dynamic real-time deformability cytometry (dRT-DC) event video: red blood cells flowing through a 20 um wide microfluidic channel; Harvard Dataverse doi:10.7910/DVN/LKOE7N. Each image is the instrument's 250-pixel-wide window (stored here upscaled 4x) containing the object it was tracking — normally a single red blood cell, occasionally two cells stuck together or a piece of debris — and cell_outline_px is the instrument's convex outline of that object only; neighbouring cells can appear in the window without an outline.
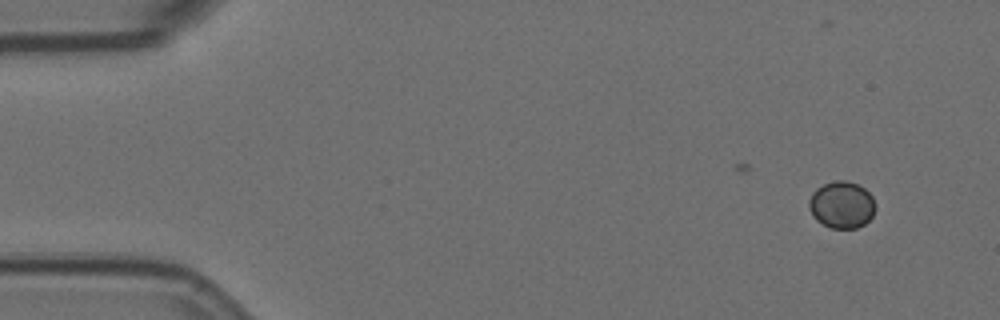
{"species": "Egyptian fruit bat (a non-hibernating species)", "species_latin": "Rousettus aegyptiacus", "temperature_condition": "room temperature", "stored_images_in_passage": 8, "camera_frame_rate_fps": 3000, "um_per_image_px": 0.085, "animal": {"sex": "female"}, "frame": {"image": 1, "passage_image": 1, "time_ms": 0.0, "image_size_px": [1000, 320], "cell_outline_px": [[876, 208], [872, 216], [864, 224], [856, 228], [832, 228], [816, 220], [812, 216], [808, 208], [808, 200], [812, 192], [816, 188], [824, 184], [836, 180], [844, 180], [856, 184], [864, 188], [872, 196], [876, 204]], "centroid_in_image_um": [71.53, 17.4], "position_along_channel_um": 13.5, "area_um2": 18.26}}
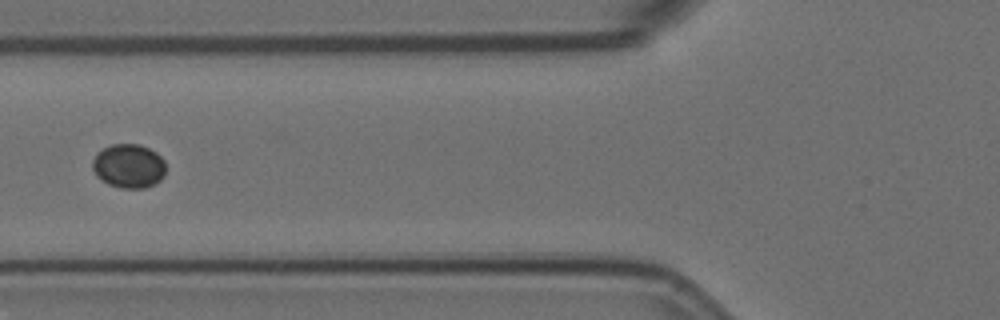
{"frame": {"image": 2, "passage_image": 6, "time_ms": 1.667, "image_size_px": [1000, 320], "cell_outline_px": [[164, 176], [160, 180], [144, 188], [120, 188], [108, 184], [100, 180], [96, 176], [92, 168], [92, 160], [96, 152], [112, 144], [140, 144], [156, 152], [164, 160]], "centroid_in_image_um": [10.9, 14.11], "position_along_channel_um": 114.9, "area_um2": 18.9}}
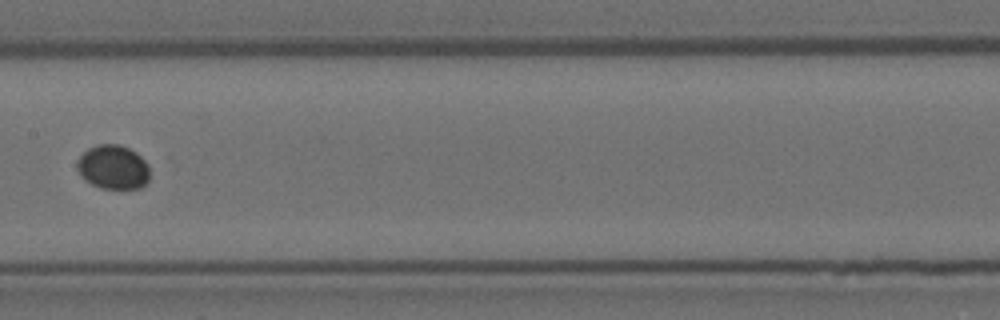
{"frame": {"image": 3, "passage_image": 8, "time_ms": 2.333, "image_size_px": [1000, 320], "cell_outline_px": [[148, 180], [140, 188], [100, 188], [84, 180], [76, 168], [76, 164], [80, 156], [88, 148], [96, 144], [120, 144], [136, 152], [148, 164]], "centroid_in_image_um": [9.59, 14.19], "position_along_channel_um": 197.8, "area_um2": 18.67}}